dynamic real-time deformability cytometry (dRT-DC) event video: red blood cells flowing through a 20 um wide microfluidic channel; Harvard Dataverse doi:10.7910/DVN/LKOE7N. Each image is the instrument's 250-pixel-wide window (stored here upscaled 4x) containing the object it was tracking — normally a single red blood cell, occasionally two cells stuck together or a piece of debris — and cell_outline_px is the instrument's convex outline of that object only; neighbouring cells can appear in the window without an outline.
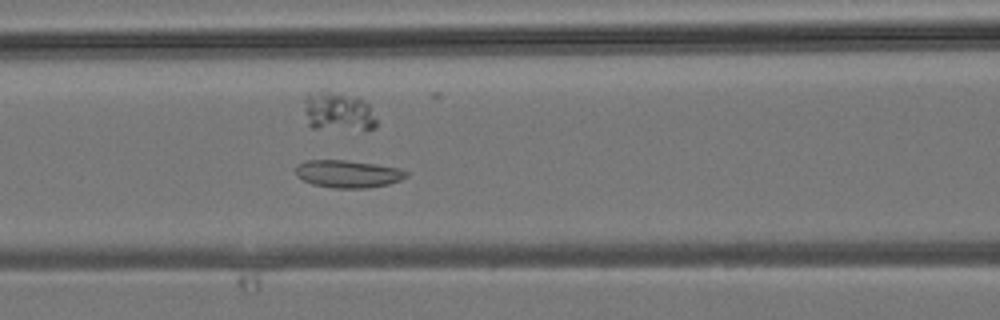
{"species": "common noctule bat (a hibernating species)", "species_latin": "Nyctalus noctula", "temperature_condition": "room temperature", "stored_images_in_passage": 32, "camera_frame_rate_fps": 3000, "um_per_image_px": 0.085, "animal": {"sex": "male", "body_mass_g": 19.2, "forearm_length_mm": 51.8}, "frame": {"image": 1, "passage_image": 9, "time_ms": 2.667, "image_size_px": [1000, 320], "cell_outline_px": [[408, 176], [400, 180], [388, 184], [368, 188], [332, 188], [312, 184], [296, 176], [296, 164], [304, 160], [344, 160], [400, 168], [408, 172]], "centroid_in_image_um": [29.55, 14.78], "position_along_channel_um": 137.0, "area_um2": 17.74}}
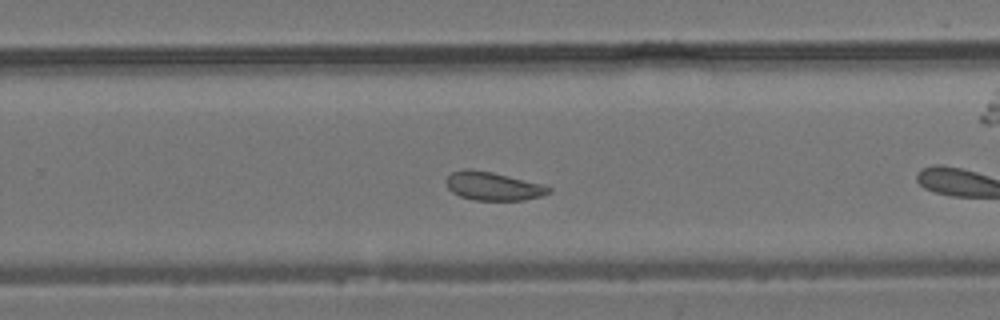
{"frame": {"image": 2, "passage_image": 16, "time_ms": 5.0, "image_size_px": [1000, 320], "cell_outline_px": [[552, 192], [540, 196], [524, 200], [472, 200], [460, 196], [452, 192], [448, 188], [444, 180], [452, 172], [464, 168], [468, 168], [492, 172], [544, 184], [552, 188]], "centroid_in_image_um": [41.9, 15.82], "position_along_channel_um": 287.9, "area_um2": 17.17}}
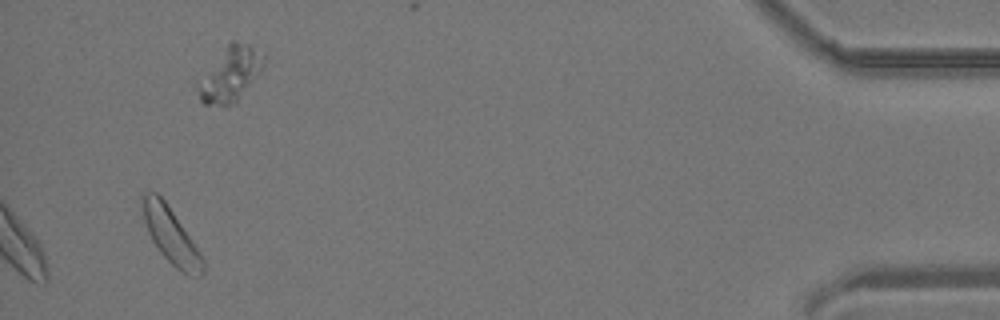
{"frame": {"image": 3, "passage_image": 32, "time_ms": 10.333, "image_size_px": [1000, 320], "cell_outline_px": [[204, 272], [200, 276], [180, 272], [160, 252], [152, 240], [148, 232], [144, 220], [140, 200], [140, 196], [144, 192], [156, 192], [164, 200], [192, 240], [200, 252], [204, 260]], "centroid_in_image_um": [14.5, 20.0], "position_along_channel_um": 420.7, "area_um2": 19.31}}